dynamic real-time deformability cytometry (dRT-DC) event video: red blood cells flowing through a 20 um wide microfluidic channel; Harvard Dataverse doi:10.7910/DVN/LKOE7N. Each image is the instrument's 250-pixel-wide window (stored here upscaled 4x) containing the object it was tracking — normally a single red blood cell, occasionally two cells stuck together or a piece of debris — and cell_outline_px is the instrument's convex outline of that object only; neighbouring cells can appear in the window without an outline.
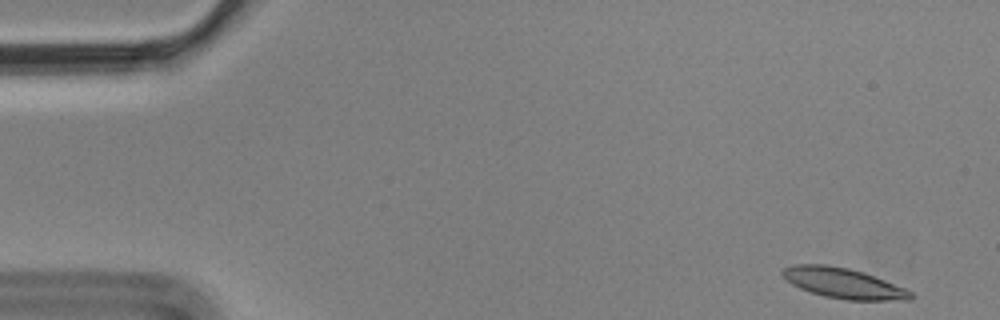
{"species": "Egyptian fruit bat (a non-hibernating species)", "species_latin": "Rousettus aegyptiacus", "temperature_condition": "cold", "stored_images_in_passage": 5, "camera_frame_rate_fps": 3000, "um_per_image_px": 0.085, "animal": {"sex": "male"}, "frame": {"image": 1, "passage_image": 1, "time_ms": 0.0, "image_size_px": [1000, 320], "cell_outline_px": [[916, 296], [912, 300], [848, 300], [824, 296], [800, 288], [792, 284], [780, 272], [784, 268], [792, 264], [824, 264], [848, 268], [864, 272], [904, 288], [912, 292]], "centroid_in_image_um": [71.71, 24.07], "position_along_channel_um": 13.3, "area_um2": 22.54}}